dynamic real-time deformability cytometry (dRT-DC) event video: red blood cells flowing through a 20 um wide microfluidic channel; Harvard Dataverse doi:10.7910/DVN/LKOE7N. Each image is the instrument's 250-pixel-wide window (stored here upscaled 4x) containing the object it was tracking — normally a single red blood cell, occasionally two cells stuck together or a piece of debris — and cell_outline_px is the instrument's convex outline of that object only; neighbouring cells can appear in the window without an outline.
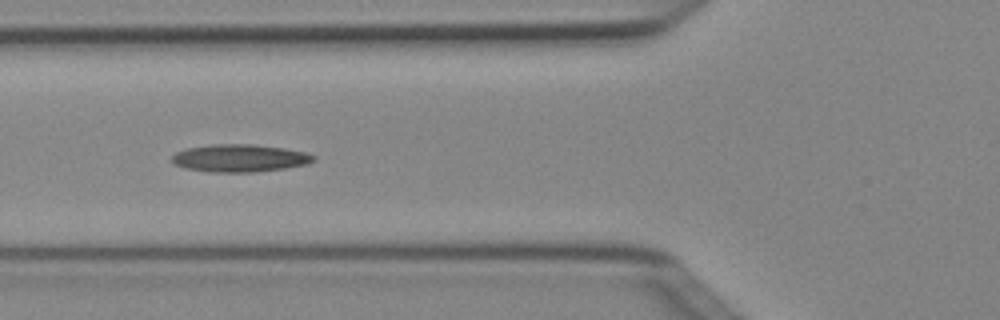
{"species": "Egyptian fruit bat (a non-hibernating species)", "species_latin": "Rousettus aegyptiacus", "temperature_condition": "cold", "stored_images_in_passage": 7, "camera_frame_rate_fps": 3000, "um_per_image_px": 0.085, "animal": {"sex": "female"}, "frame": {"image": 1, "passage_image": 6, "time_ms": 1.667, "image_size_px": [1000, 320], "cell_outline_px": [[316, 160], [308, 164], [284, 168], [252, 172], [208, 172], [184, 168], [172, 164], [172, 156], [176, 152], [184, 148], [212, 144], [252, 144], [284, 148], [304, 152], [316, 156]], "centroid_in_image_um": [20.34, 13.44], "position_along_channel_um": 105.5, "area_um2": 22.95}}
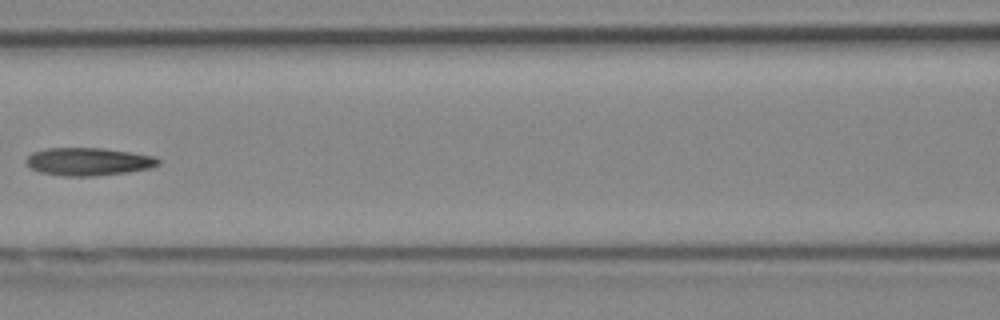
{"frame": {"image": 2, "passage_image": 7, "time_ms": 2.0, "image_size_px": [1000, 320], "cell_outline_px": [[160, 164], [152, 168], [128, 172], [96, 176], [64, 176], [40, 172], [24, 164], [24, 160], [32, 152], [48, 148], [104, 148], [156, 156], [160, 160]], "centroid_in_image_um": [7.53, 13.74], "position_along_channel_um": 159.1, "area_um2": 21.68}}